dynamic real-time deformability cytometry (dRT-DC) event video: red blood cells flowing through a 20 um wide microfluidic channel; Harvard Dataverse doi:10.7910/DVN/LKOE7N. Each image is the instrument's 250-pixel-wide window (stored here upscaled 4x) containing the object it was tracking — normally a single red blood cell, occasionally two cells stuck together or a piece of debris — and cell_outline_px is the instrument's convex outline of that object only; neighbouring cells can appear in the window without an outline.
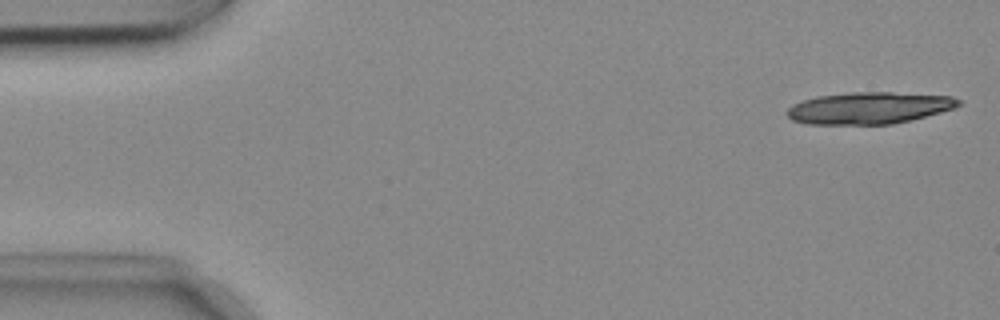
{"species": "common noctule bat (a hibernating species)", "species_latin": "Nyctalus noctula", "temperature_condition": "cold", "stored_images_in_passage": 50, "segment_of_instrument_passage": [1, 2], "camera_frame_rate_fps": 3000, "um_per_image_px": 0.085, "animal": {"sex": "female", "body_mass_g": 18.4}, "frame": {"image": 1, "passage_image": 1, "time_ms": 0.0, "image_size_px": [1000, 320], "cell_outline_px": [[960, 104], [952, 108], [940, 112], [892, 124], [804, 124], [792, 120], [788, 116], [788, 108], [804, 100], [816, 96], [852, 92], [892, 92], [952, 96], [960, 100]], "centroid_in_image_um": [73.85, 9.17], "position_along_channel_um": 11.1, "area_um2": 31.44}}